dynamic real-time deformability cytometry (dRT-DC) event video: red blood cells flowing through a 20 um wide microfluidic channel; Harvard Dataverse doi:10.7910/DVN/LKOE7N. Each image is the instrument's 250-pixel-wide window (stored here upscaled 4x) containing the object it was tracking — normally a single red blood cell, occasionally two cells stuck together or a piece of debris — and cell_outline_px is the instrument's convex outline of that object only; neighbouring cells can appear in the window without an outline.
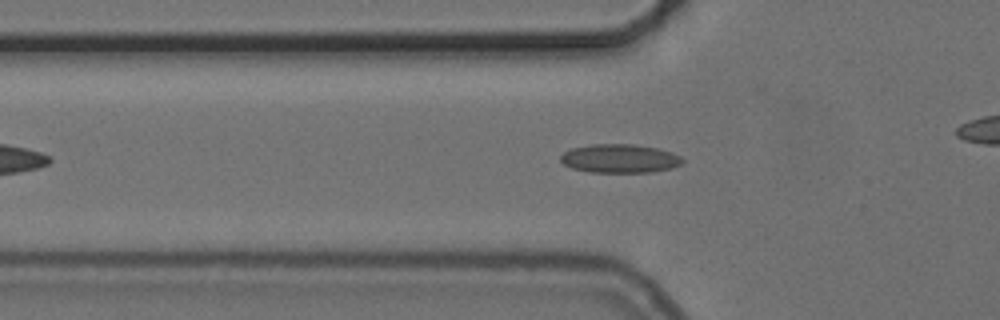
{"species": "common noctule bat (a hibernating species)", "species_latin": "Nyctalus noctula", "temperature_condition": "cold", "stored_images_in_passage": 36, "camera_frame_rate_fps": 3000, "um_per_image_px": 0.085, "animal": {"sex": "female", "body_mass_g": 24.6, "forearm_length_mm": 56.2}, "frame": {"image": 1, "passage_image": 9, "time_ms": 2.667, "image_size_px": [1000, 320], "cell_outline_px": [[684, 164], [672, 168], [652, 172], [588, 172], [572, 168], [564, 164], [560, 160], [560, 156], [564, 152], [572, 148], [592, 144], [636, 144], [656, 148], [672, 152], [680, 156], [684, 160]], "centroid_in_image_um": [52.7, 13.47], "position_along_channel_um": 73.1, "area_um2": 20.52}}
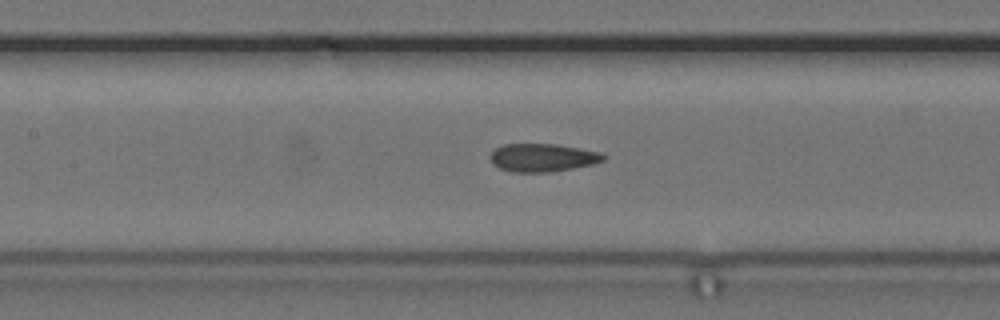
{"frame": {"image": 2, "passage_image": 16, "time_ms": 5.0, "image_size_px": [1000, 320], "cell_outline_px": [[608, 156], [604, 160], [592, 164], [552, 172], [512, 172], [500, 168], [492, 164], [492, 152], [496, 148], [504, 144], [556, 144], [600, 152]], "centroid_in_image_um": [46.14, 13.4], "position_along_channel_um": 161.3, "area_um2": 18.38}}
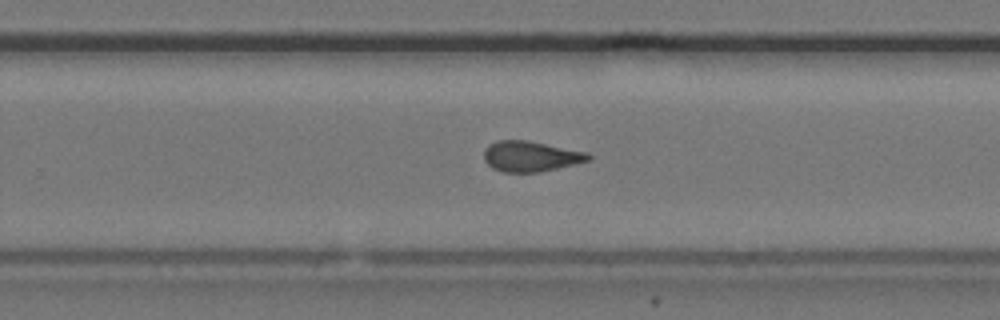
{"frame": {"image": 3, "passage_image": 26, "time_ms": 8.333, "image_size_px": [1000, 320], "cell_outline_px": [[592, 156], [588, 160], [540, 172], [504, 172], [492, 168], [484, 160], [484, 148], [488, 144], [496, 140], [528, 140], [588, 152]], "centroid_in_image_um": [45.06, 13.27], "position_along_channel_um": 284.7, "area_um2": 18.55}}